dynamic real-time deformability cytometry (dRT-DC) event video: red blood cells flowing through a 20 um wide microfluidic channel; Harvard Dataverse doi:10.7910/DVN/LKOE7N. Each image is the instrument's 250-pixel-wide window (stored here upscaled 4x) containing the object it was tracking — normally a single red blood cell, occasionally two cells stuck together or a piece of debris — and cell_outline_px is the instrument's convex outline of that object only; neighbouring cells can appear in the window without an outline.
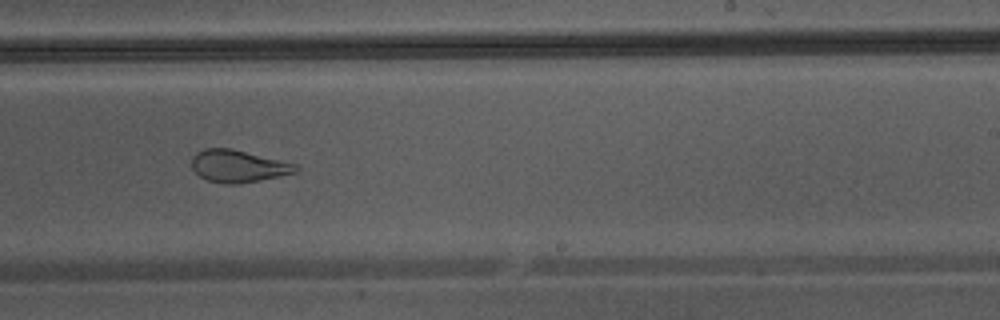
{"species": "Egyptian fruit bat (a non-hibernating species)", "species_latin": "Rousettus aegyptiacus", "temperature_condition": "warm", "stored_images_in_passage": 40, "camera_frame_rate_fps": 3000, "um_per_image_px": 0.085, "animal": {"sex": "male"}, "frame": {"image": 1, "passage_image": 23, "time_ms": 7.333, "image_size_px": [1000, 320], "cell_outline_px": [[300, 172], [240, 184], [224, 184], [208, 180], [200, 176], [192, 168], [192, 156], [196, 152], [204, 148], [232, 148], [296, 164], [300, 168]], "centroid_in_image_um": [20.26, 14.12], "position_along_channel_um": 268.7, "area_um2": 19.71}}
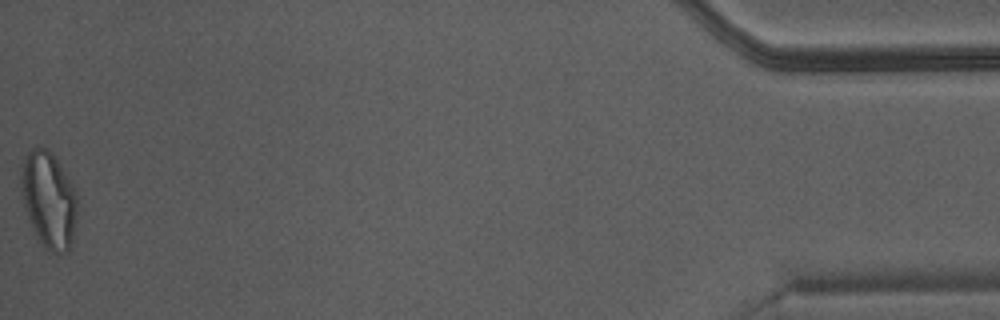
{"frame": {"image": 2, "passage_image": 40, "time_ms": 13.0, "image_size_px": [1000, 320], "cell_outline_px": [[76, 216], [72, 248], [68, 252], [52, 252], [44, 248], [36, 236], [28, 216], [24, 204], [20, 188], [20, 172], [24, 156], [32, 148], [44, 148], [56, 160], [76, 188]], "centroid_in_image_um": [4.14, 17.02], "position_along_channel_um": 431.1, "area_um2": 31.44}}